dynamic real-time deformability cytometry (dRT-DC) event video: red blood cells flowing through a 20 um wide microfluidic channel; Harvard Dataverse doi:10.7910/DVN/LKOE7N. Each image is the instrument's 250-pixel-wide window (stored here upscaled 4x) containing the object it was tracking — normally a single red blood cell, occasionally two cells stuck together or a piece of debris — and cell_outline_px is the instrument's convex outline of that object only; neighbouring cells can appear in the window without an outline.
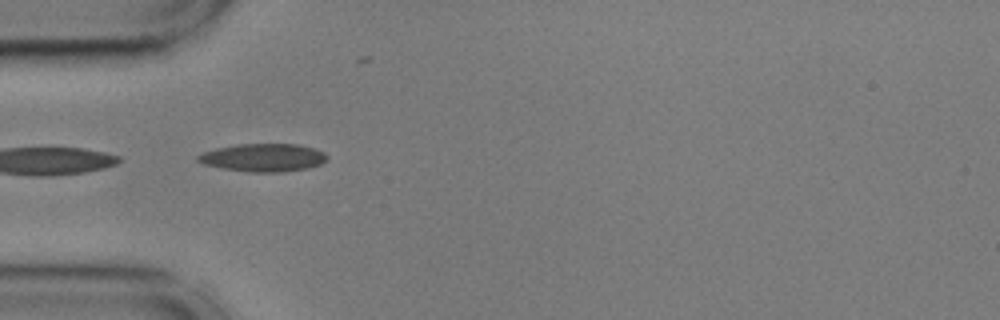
{"species": "common noctule bat (a hibernating species)", "species_latin": "Nyctalus noctula", "temperature_condition": "cold", "stored_images_in_passage": 8, "camera_frame_rate_fps": 3000, "um_per_image_px": 0.085, "animal": {"sex": "male", "body_mass_g": 17.9, "forearm_length_mm": 54.2}, "frame": {"image": 1, "passage_image": 4, "time_ms": 1.0, "image_size_px": [1000, 320], "cell_outline_px": [[328, 156], [320, 164], [308, 168], [284, 172], [252, 172], [224, 168], [204, 164], [196, 160], [196, 156], [204, 152], [216, 148], [236, 144], [300, 144], [324, 152]], "centroid_in_image_um": [22.37, 13.39], "position_along_channel_um": 62.6, "area_um2": 20.92}}